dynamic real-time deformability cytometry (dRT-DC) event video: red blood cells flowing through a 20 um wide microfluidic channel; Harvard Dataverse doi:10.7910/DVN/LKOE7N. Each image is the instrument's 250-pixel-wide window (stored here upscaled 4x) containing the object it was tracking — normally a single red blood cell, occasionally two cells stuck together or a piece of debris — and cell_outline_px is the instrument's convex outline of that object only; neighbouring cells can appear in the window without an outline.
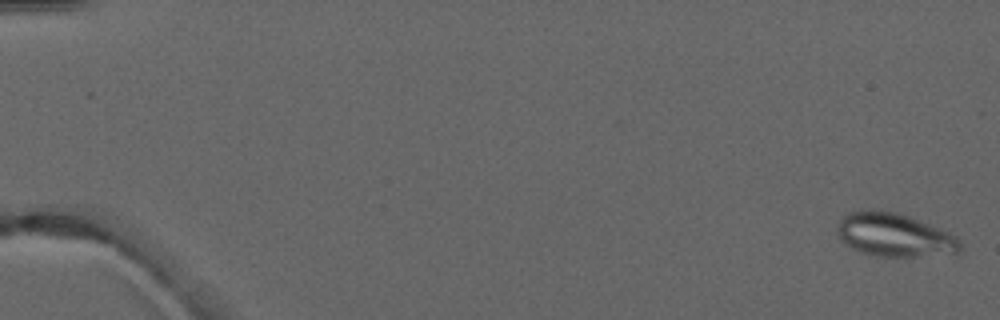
{"species": "common noctule bat (a hibernating species)", "species_latin": "Nyctalus noctula", "temperature_condition": "warm", "stored_images_in_passage": 6, "camera_frame_rate_fps": 3000, "um_per_image_px": 0.085, "animal": {"sex": "male", "forearm_length_mm": 52.5}, "frame": {"image": 1, "passage_image": 1, "time_ms": 0.0, "image_size_px": [1000, 320], "cell_outline_px": [[964, 248], [960, 256], [880, 256], [864, 252], [852, 248], [844, 244], [836, 236], [836, 228], [840, 220], [848, 212], [872, 208], [896, 212], [908, 216], [948, 232], [956, 236]], "centroid_in_image_um": [76.07, 19.99], "position_along_channel_um": 8.9, "area_um2": 31.79}}